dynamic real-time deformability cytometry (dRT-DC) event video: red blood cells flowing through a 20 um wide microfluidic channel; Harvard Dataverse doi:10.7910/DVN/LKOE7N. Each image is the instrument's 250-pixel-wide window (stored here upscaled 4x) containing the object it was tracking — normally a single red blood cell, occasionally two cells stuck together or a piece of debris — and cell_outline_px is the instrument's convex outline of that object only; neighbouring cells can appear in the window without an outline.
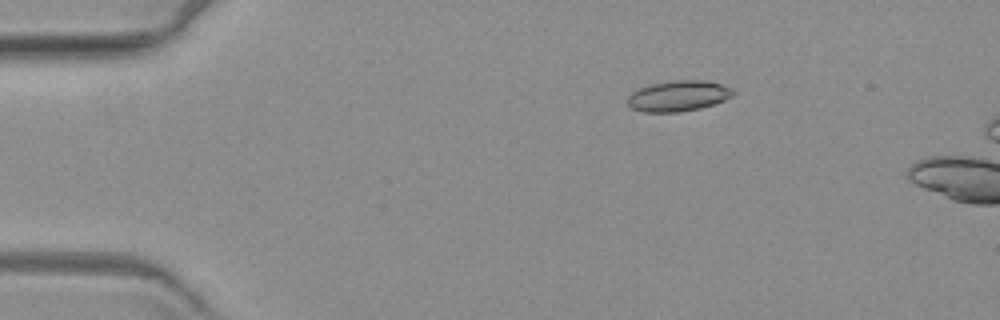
{"species": "common noctule bat (a hibernating species)", "species_latin": "Nyctalus noctula", "temperature_condition": "warm", "stored_images_in_passage": 3, "camera_frame_rate_fps": 3000, "um_per_image_px": 0.085, "animal": {"sex": "female", "body_mass_g": 19.3, "forearm_length_mm": 54.1}, "frame": {"image": 1, "passage_image": 1, "time_ms": 0.0, "image_size_px": [1000, 320], "cell_outline_px": [[736, 92], [732, 96], [716, 104], [700, 108], [680, 112], [644, 112], [632, 108], [628, 104], [628, 96], [632, 92], [640, 88], [652, 84], [676, 80], [704, 80], [720, 84], [732, 88]], "centroid_in_image_um": [57.69, 8.16], "position_along_channel_um": 27.3, "area_um2": 18.84}}